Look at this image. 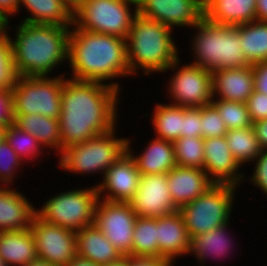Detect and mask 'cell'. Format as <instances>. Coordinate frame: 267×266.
I'll return each instance as SVG.
<instances>
[{
    "label": "cell",
    "mask_w": 267,
    "mask_h": 266,
    "mask_svg": "<svg viewBox=\"0 0 267 266\" xmlns=\"http://www.w3.org/2000/svg\"><path fill=\"white\" fill-rule=\"evenodd\" d=\"M119 89L117 83L64 80L58 119L63 149L115 128Z\"/></svg>",
    "instance_id": "1"
},
{
    "label": "cell",
    "mask_w": 267,
    "mask_h": 266,
    "mask_svg": "<svg viewBox=\"0 0 267 266\" xmlns=\"http://www.w3.org/2000/svg\"><path fill=\"white\" fill-rule=\"evenodd\" d=\"M126 44V39L115 35L78 27L70 31L68 62L73 80L103 83L118 75H130Z\"/></svg>",
    "instance_id": "2"
},
{
    "label": "cell",
    "mask_w": 267,
    "mask_h": 266,
    "mask_svg": "<svg viewBox=\"0 0 267 266\" xmlns=\"http://www.w3.org/2000/svg\"><path fill=\"white\" fill-rule=\"evenodd\" d=\"M11 40L17 76H47L53 67L68 59L69 27L22 22Z\"/></svg>",
    "instance_id": "3"
},
{
    "label": "cell",
    "mask_w": 267,
    "mask_h": 266,
    "mask_svg": "<svg viewBox=\"0 0 267 266\" xmlns=\"http://www.w3.org/2000/svg\"><path fill=\"white\" fill-rule=\"evenodd\" d=\"M171 30L165 24L135 14L126 39L127 62L131 74L136 73L138 66L147 74L177 67V48Z\"/></svg>",
    "instance_id": "4"
},
{
    "label": "cell",
    "mask_w": 267,
    "mask_h": 266,
    "mask_svg": "<svg viewBox=\"0 0 267 266\" xmlns=\"http://www.w3.org/2000/svg\"><path fill=\"white\" fill-rule=\"evenodd\" d=\"M193 27L199 34L192 45L197 57L192 64L210 72L251 65L240 46L239 25L217 24L202 17Z\"/></svg>",
    "instance_id": "5"
},
{
    "label": "cell",
    "mask_w": 267,
    "mask_h": 266,
    "mask_svg": "<svg viewBox=\"0 0 267 266\" xmlns=\"http://www.w3.org/2000/svg\"><path fill=\"white\" fill-rule=\"evenodd\" d=\"M114 129L61 152L60 167L75 173H105L124 153L128 139L114 138ZM93 171V172H92Z\"/></svg>",
    "instance_id": "6"
},
{
    "label": "cell",
    "mask_w": 267,
    "mask_h": 266,
    "mask_svg": "<svg viewBox=\"0 0 267 266\" xmlns=\"http://www.w3.org/2000/svg\"><path fill=\"white\" fill-rule=\"evenodd\" d=\"M63 76H17L11 88L13 114H40L59 119Z\"/></svg>",
    "instance_id": "7"
},
{
    "label": "cell",
    "mask_w": 267,
    "mask_h": 266,
    "mask_svg": "<svg viewBox=\"0 0 267 266\" xmlns=\"http://www.w3.org/2000/svg\"><path fill=\"white\" fill-rule=\"evenodd\" d=\"M235 188L232 184H214L179 209L190 238L228 223Z\"/></svg>",
    "instance_id": "8"
},
{
    "label": "cell",
    "mask_w": 267,
    "mask_h": 266,
    "mask_svg": "<svg viewBox=\"0 0 267 266\" xmlns=\"http://www.w3.org/2000/svg\"><path fill=\"white\" fill-rule=\"evenodd\" d=\"M129 4L135 5L134 13H130ZM135 14L137 0H85L73 14V24L88 32L127 39Z\"/></svg>",
    "instance_id": "9"
},
{
    "label": "cell",
    "mask_w": 267,
    "mask_h": 266,
    "mask_svg": "<svg viewBox=\"0 0 267 266\" xmlns=\"http://www.w3.org/2000/svg\"><path fill=\"white\" fill-rule=\"evenodd\" d=\"M99 198L101 197L96 186L63 192L46 201L36 214L44 221L77 232L85 226L94 224L95 208Z\"/></svg>",
    "instance_id": "10"
},
{
    "label": "cell",
    "mask_w": 267,
    "mask_h": 266,
    "mask_svg": "<svg viewBox=\"0 0 267 266\" xmlns=\"http://www.w3.org/2000/svg\"><path fill=\"white\" fill-rule=\"evenodd\" d=\"M137 215L129 203L101 201L95 208L94 224L123 257L132 256Z\"/></svg>",
    "instance_id": "11"
},
{
    "label": "cell",
    "mask_w": 267,
    "mask_h": 266,
    "mask_svg": "<svg viewBox=\"0 0 267 266\" xmlns=\"http://www.w3.org/2000/svg\"><path fill=\"white\" fill-rule=\"evenodd\" d=\"M30 230L38 259L53 266H67L76 256V232L41 219L35 214Z\"/></svg>",
    "instance_id": "12"
},
{
    "label": "cell",
    "mask_w": 267,
    "mask_h": 266,
    "mask_svg": "<svg viewBox=\"0 0 267 266\" xmlns=\"http://www.w3.org/2000/svg\"><path fill=\"white\" fill-rule=\"evenodd\" d=\"M170 81V93L174 105L202 107L210 104L215 97L212 87V72L198 65L189 64L175 74Z\"/></svg>",
    "instance_id": "13"
},
{
    "label": "cell",
    "mask_w": 267,
    "mask_h": 266,
    "mask_svg": "<svg viewBox=\"0 0 267 266\" xmlns=\"http://www.w3.org/2000/svg\"><path fill=\"white\" fill-rule=\"evenodd\" d=\"M128 203L137 217L158 218L179 211L171 198L167 174L141 175L138 189Z\"/></svg>",
    "instance_id": "14"
},
{
    "label": "cell",
    "mask_w": 267,
    "mask_h": 266,
    "mask_svg": "<svg viewBox=\"0 0 267 266\" xmlns=\"http://www.w3.org/2000/svg\"><path fill=\"white\" fill-rule=\"evenodd\" d=\"M137 13L172 29L194 26L203 17L199 0H137Z\"/></svg>",
    "instance_id": "15"
},
{
    "label": "cell",
    "mask_w": 267,
    "mask_h": 266,
    "mask_svg": "<svg viewBox=\"0 0 267 266\" xmlns=\"http://www.w3.org/2000/svg\"><path fill=\"white\" fill-rule=\"evenodd\" d=\"M140 178L134 159L126 152L104 173V182L96 186L98 195L107 190L108 195L102 200L128 203L138 189Z\"/></svg>",
    "instance_id": "16"
},
{
    "label": "cell",
    "mask_w": 267,
    "mask_h": 266,
    "mask_svg": "<svg viewBox=\"0 0 267 266\" xmlns=\"http://www.w3.org/2000/svg\"><path fill=\"white\" fill-rule=\"evenodd\" d=\"M239 166V163L231 154L225 136L204 139L203 170L207 175L210 173L215 176L210 177L215 184H232L236 186L240 178H243L236 173Z\"/></svg>",
    "instance_id": "17"
},
{
    "label": "cell",
    "mask_w": 267,
    "mask_h": 266,
    "mask_svg": "<svg viewBox=\"0 0 267 266\" xmlns=\"http://www.w3.org/2000/svg\"><path fill=\"white\" fill-rule=\"evenodd\" d=\"M199 168L175 166L167 173L168 188L174 205L180 209L204 194L215 183Z\"/></svg>",
    "instance_id": "18"
},
{
    "label": "cell",
    "mask_w": 267,
    "mask_h": 266,
    "mask_svg": "<svg viewBox=\"0 0 267 266\" xmlns=\"http://www.w3.org/2000/svg\"><path fill=\"white\" fill-rule=\"evenodd\" d=\"M156 239L158 259H165L172 264L176 256L189 253L191 238L179 211L157 218Z\"/></svg>",
    "instance_id": "19"
},
{
    "label": "cell",
    "mask_w": 267,
    "mask_h": 266,
    "mask_svg": "<svg viewBox=\"0 0 267 266\" xmlns=\"http://www.w3.org/2000/svg\"><path fill=\"white\" fill-rule=\"evenodd\" d=\"M212 87L222 100L246 103L254 91L253 66L213 71Z\"/></svg>",
    "instance_id": "20"
},
{
    "label": "cell",
    "mask_w": 267,
    "mask_h": 266,
    "mask_svg": "<svg viewBox=\"0 0 267 266\" xmlns=\"http://www.w3.org/2000/svg\"><path fill=\"white\" fill-rule=\"evenodd\" d=\"M76 248L78 257L101 266L123 257L95 224L76 232Z\"/></svg>",
    "instance_id": "21"
},
{
    "label": "cell",
    "mask_w": 267,
    "mask_h": 266,
    "mask_svg": "<svg viewBox=\"0 0 267 266\" xmlns=\"http://www.w3.org/2000/svg\"><path fill=\"white\" fill-rule=\"evenodd\" d=\"M31 205L14 189L0 188V231L29 229L36 214Z\"/></svg>",
    "instance_id": "22"
},
{
    "label": "cell",
    "mask_w": 267,
    "mask_h": 266,
    "mask_svg": "<svg viewBox=\"0 0 267 266\" xmlns=\"http://www.w3.org/2000/svg\"><path fill=\"white\" fill-rule=\"evenodd\" d=\"M257 0H210L203 17L217 24L237 26L256 20Z\"/></svg>",
    "instance_id": "23"
},
{
    "label": "cell",
    "mask_w": 267,
    "mask_h": 266,
    "mask_svg": "<svg viewBox=\"0 0 267 266\" xmlns=\"http://www.w3.org/2000/svg\"><path fill=\"white\" fill-rule=\"evenodd\" d=\"M0 257L6 266H25L38 260L30 228L25 231H0Z\"/></svg>",
    "instance_id": "24"
},
{
    "label": "cell",
    "mask_w": 267,
    "mask_h": 266,
    "mask_svg": "<svg viewBox=\"0 0 267 266\" xmlns=\"http://www.w3.org/2000/svg\"><path fill=\"white\" fill-rule=\"evenodd\" d=\"M127 141V152L134 159L140 175L167 174L176 166L173 142L155 138L139 157L132 155Z\"/></svg>",
    "instance_id": "25"
},
{
    "label": "cell",
    "mask_w": 267,
    "mask_h": 266,
    "mask_svg": "<svg viewBox=\"0 0 267 266\" xmlns=\"http://www.w3.org/2000/svg\"><path fill=\"white\" fill-rule=\"evenodd\" d=\"M14 124L20 129L29 132L43 146L59 148L60 153L63 151L59 120L53 119L40 114H13ZM45 144V145H44Z\"/></svg>",
    "instance_id": "26"
},
{
    "label": "cell",
    "mask_w": 267,
    "mask_h": 266,
    "mask_svg": "<svg viewBox=\"0 0 267 266\" xmlns=\"http://www.w3.org/2000/svg\"><path fill=\"white\" fill-rule=\"evenodd\" d=\"M27 7L33 15L23 22L34 24H51L70 27L73 24V14L64 5L62 0H19V4Z\"/></svg>",
    "instance_id": "27"
},
{
    "label": "cell",
    "mask_w": 267,
    "mask_h": 266,
    "mask_svg": "<svg viewBox=\"0 0 267 266\" xmlns=\"http://www.w3.org/2000/svg\"><path fill=\"white\" fill-rule=\"evenodd\" d=\"M240 46L251 64L267 61V21H252L239 25Z\"/></svg>",
    "instance_id": "28"
},
{
    "label": "cell",
    "mask_w": 267,
    "mask_h": 266,
    "mask_svg": "<svg viewBox=\"0 0 267 266\" xmlns=\"http://www.w3.org/2000/svg\"><path fill=\"white\" fill-rule=\"evenodd\" d=\"M227 225L228 223L216 227L207 233L196 234L192 236L190 239L189 253L195 252V255L200 259L201 262H204L203 259L205 260L206 256H209L208 254L215 257L226 255V253H228L227 251L230 250L229 246L231 245L229 237H226Z\"/></svg>",
    "instance_id": "29"
},
{
    "label": "cell",
    "mask_w": 267,
    "mask_h": 266,
    "mask_svg": "<svg viewBox=\"0 0 267 266\" xmlns=\"http://www.w3.org/2000/svg\"><path fill=\"white\" fill-rule=\"evenodd\" d=\"M157 218L137 217L133 231L132 257L158 258Z\"/></svg>",
    "instance_id": "30"
},
{
    "label": "cell",
    "mask_w": 267,
    "mask_h": 266,
    "mask_svg": "<svg viewBox=\"0 0 267 266\" xmlns=\"http://www.w3.org/2000/svg\"><path fill=\"white\" fill-rule=\"evenodd\" d=\"M225 138L231 154L240 166L253 161L262 151L253 126L228 130Z\"/></svg>",
    "instance_id": "31"
},
{
    "label": "cell",
    "mask_w": 267,
    "mask_h": 266,
    "mask_svg": "<svg viewBox=\"0 0 267 266\" xmlns=\"http://www.w3.org/2000/svg\"><path fill=\"white\" fill-rule=\"evenodd\" d=\"M153 124L157 138L174 142L181 137L183 107L174 104H157Z\"/></svg>",
    "instance_id": "32"
},
{
    "label": "cell",
    "mask_w": 267,
    "mask_h": 266,
    "mask_svg": "<svg viewBox=\"0 0 267 266\" xmlns=\"http://www.w3.org/2000/svg\"><path fill=\"white\" fill-rule=\"evenodd\" d=\"M176 165L204 169V139L180 137L173 142Z\"/></svg>",
    "instance_id": "33"
},
{
    "label": "cell",
    "mask_w": 267,
    "mask_h": 266,
    "mask_svg": "<svg viewBox=\"0 0 267 266\" xmlns=\"http://www.w3.org/2000/svg\"><path fill=\"white\" fill-rule=\"evenodd\" d=\"M211 103L219 112L220 118L224 121L227 130L243 129L253 126L245 103L222 99L218 101L214 99Z\"/></svg>",
    "instance_id": "34"
},
{
    "label": "cell",
    "mask_w": 267,
    "mask_h": 266,
    "mask_svg": "<svg viewBox=\"0 0 267 266\" xmlns=\"http://www.w3.org/2000/svg\"><path fill=\"white\" fill-rule=\"evenodd\" d=\"M4 139L17 153L19 158L37 156V152L40 151L41 144L32 136L29 132H26L16 126L14 123L5 127Z\"/></svg>",
    "instance_id": "35"
},
{
    "label": "cell",
    "mask_w": 267,
    "mask_h": 266,
    "mask_svg": "<svg viewBox=\"0 0 267 266\" xmlns=\"http://www.w3.org/2000/svg\"><path fill=\"white\" fill-rule=\"evenodd\" d=\"M10 37L4 30L0 34V89H11L16 81Z\"/></svg>",
    "instance_id": "36"
},
{
    "label": "cell",
    "mask_w": 267,
    "mask_h": 266,
    "mask_svg": "<svg viewBox=\"0 0 267 266\" xmlns=\"http://www.w3.org/2000/svg\"><path fill=\"white\" fill-rule=\"evenodd\" d=\"M201 137L203 139L225 136L227 128L216 107L210 103L201 107Z\"/></svg>",
    "instance_id": "37"
},
{
    "label": "cell",
    "mask_w": 267,
    "mask_h": 266,
    "mask_svg": "<svg viewBox=\"0 0 267 266\" xmlns=\"http://www.w3.org/2000/svg\"><path fill=\"white\" fill-rule=\"evenodd\" d=\"M17 153L12 149V147L3 138L0 141V181L4 183H11V178L13 177L12 172L14 168L21 163ZM12 171V172H11Z\"/></svg>",
    "instance_id": "38"
},
{
    "label": "cell",
    "mask_w": 267,
    "mask_h": 266,
    "mask_svg": "<svg viewBox=\"0 0 267 266\" xmlns=\"http://www.w3.org/2000/svg\"><path fill=\"white\" fill-rule=\"evenodd\" d=\"M201 107H183L181 137H201Z\"/></svg>",
    "instance_id": "39"
},
{
    "label": "cell",
    "mask_w": 267,
    "mask_h": 266,
    "mask_svg": "<svg viewBox=\"0 0 267 266\" xmlns=\"http://www.w3.org/2000/svg\"><path fill=\"white\" fill-rule=\"evenodd\" d=\"M248 113L250 114L252 122L267 119V95L258 91L248 97L246 101Z\"/></svg>",
    "instance_id": "40"
},
{
    "label": "cell",
    "mask_w": 267,
    "mask_h": 266,
    "mask_svg": "<svg viewBox=\"0 0 267 266\" xmlns=\"http://www.w3.org/2000/svg\"><path fill=\"white\" fill-rule=\"evenodd\" d=\"M14 123L11 89H0V125L7 127Z\"/></svg>",
    "instance_id": "41"
},
{
    "label": "cell",
    "mask_w": 267,
    "mask_h": 266,
    "mask_svg": "<svg viewBox=\"0 0 267 266\" xmlns=\"http://www.w3.org/2000/svg\"><path fill=\"white\" fill-rule=\"evenodd\" d=\"M256 159L252 182L267 194V150H262Z\"/></svg>",
    "instance_id": "42"
},
{
    "label": "cell",
    "mask_w": 267,
    "mask_h": 266,
    "mask_svg": "<svg viewBox=\"0 0 267 266\" xmlns=\"http://www.w3.org/2000/svg\"><path fill=\"white\" fill-rule=\"evenodd\" d=\"M253 66L254 90L267 95V61Z\"/></svg>",
    "instance_id": "43"
},
{
    "label": "cell",
    "mask_w": 267,
    "mask_h": 266,
    "mask_svg": "<svg viewBox=\"0 0 267 266\" xmlns=\"http://www.w3.org/2000/svg\"><path fill=\"white\" fill-rule=\"evenodd\" d=\"M128 266H172L165 259L128 256Z\"/></svg>",
    "instance_id": "44"
},
{
    "label": "cell",
    "mask_w": 267,
    "mask_h": 266,
    "mask_svg": "<svg viewBox=\"0 0 267 266\" xmlns=\"http://www.w3.org/2000/svg\"><path fill=\"white\" fill-rule=\"evenodd\" d=\"M19 7V0H0V20L5 27L8 25L9 15L18 12Z\"/></svg>",
    "instance_id": "45"
},
{
    "label": "cell",
    "mask_w": 267,
    "mask_h": 266,
    "mask_svg": "<svg viewBox=\"0 0 267 266\" xmlns=\"http://www.w3.org/2000/svg\"><path fill=\"white\" fill-rule=\"evenodd\" d=\"M253 129L256 133L261 149H267V119L254 122Z\"/></svg>",
    "instance_id": "46"
},
{
    "label": "cell",
    "mask_w": 267,
    "mask_h": 266,
    "mask_svg": "<svg viewBox=\"0 0 267 266\" xmlns=\"http://www.w3.org/2000/svg\"><path fill=\"white\" fill-rule=\"evenodd\" d=\"M256 20L267 21V0H257Z\"/></svg>",
    "instance_id": "47"
},
{
    "label": "cell",
    "mask_w": 267,
    "mask_h": 266,
    "mask_svg": "<svg viewBox=\"0 0 267 266\" xmlns=\"http://www.w3.org/2000/svg\"><path fill=\"white\" fill-rule=\"evenodd\" d=\"M85 0H62L64 5L74 14L84 3Z\"/></svg>",
    "instance_id": "48"
},
{
    "label": "cell",
    "mask_w": 267,
    "mask_h": 266,
    "mask_svg": "<svg viewBox=\"0 0 267 266\" xmlns=\"http://www.w3.org/2000/svg\"><path fill=\"white\" fill-rule=\"evenodd\" d=\"M67 266H101L89 260L76 256Z\"/></svg>",
    "instance_id": "49"
},
{
    "label": "cell",
    "mask_w": 267,
    "mask_h": 266,
    "mask_svg": "<svg viewBox=\"0 0 267 266\" xmlns=\"http://www.w3.org/2000/svg\"><path fill=\"white\" fill-rule=\"evenodd\" d=\"M102 266H128V257H122L120 260L116 262H112Z\"/></svg>",
    "instance_id": "50"
},
{
    "label": "cell",
    "mask_w": 267,
    "mask_h": 266,
    "mask_svg": "<svg viewBox=\"0 0 267 266\" xmlns=\"http://www.w3.org/2000/svg\"><path fill=\"white\" fill-rule=\"evenodd\" d=\"M25 266H53L52 264L46 262V261H42V260H35Z\"/></svg>",
    "instance_id": "51"
},
{
    "label": "cell",
    "mask_w": 267,
    "mask_h": 266,
    "mask_svg": "<svg viewBox=\"0 0 267 266\" xmlns=\"http://www.w3.org/2000/svg\"><path fill=\"white\" fill-rule=\"evenodd\" d=\"M5 127L0 125V141L4 138Z\"/></svg>",
    "instance_id": "52"
},
{
    "label": "cell",
    "mask_w": 267,
    "mask_h": 266,
    "mask_svg": "<svg viewBox=\"0 0 267 266\" xmlns=\"http://www.w3.org/2000/svg\"><path fill=\"white\" fill-rule=\"evenodd\" d=\"M6 29L5 24L0 20V34Z\"/></svg>",
    "instance_id": "53"
},
{
    "label": "cell",
    "mask_w": 267,
    "mask_h": 266,
    "mask_svg": "<svg viewBox=\"0 0 267 266\" xmlns=\"http://www.w3.org/2000/svg\"><path fill=\"white\" fill-rule=\"evenodd\" d=\"M210 0H199L202 7H204Z\"/></svg>",
    "instance_id": "54"
},
{
    "label": "cell",
    "mask_w": 267,
    "mask_h": 266,
    "mask_svg": "<svg viewBox=\"0 0 267 266\" xmlns=\"http://www.w3.org/2000/svg\"><path fill=\"white\" fill-rule=\"evenodd\" d=\"M0 266H6L1 257H0Z\"/></svg>",
    "instance_id": "55"
}]
</instances>
